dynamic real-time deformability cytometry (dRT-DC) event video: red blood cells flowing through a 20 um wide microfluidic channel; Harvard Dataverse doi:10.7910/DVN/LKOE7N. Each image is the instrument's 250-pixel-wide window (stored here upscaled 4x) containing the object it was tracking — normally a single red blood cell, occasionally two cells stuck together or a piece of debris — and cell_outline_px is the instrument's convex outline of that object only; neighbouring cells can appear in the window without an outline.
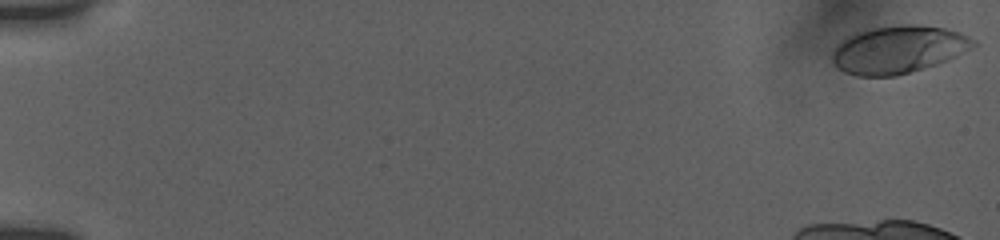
{"species": "human", "species_latin": "Homo sapiens", "temperature_condition": "room temperature", "stored_images_in_passage": 25, "camera_frame_rate_fps": 3000, "um_per_image_px": 0.085, "donor": {"sex": "female"}, "frame": {"image": 1, "passage_image": 1, "time_ms": 0.0, "image_size_px": [1000, 240], "cell_outline_px": [[976, 44], [956, 56], [936, 64], [896, 76], [856, 76], [844, 72], [836, 68], [832, 64], [832, 52], [840, 40], [856, 32], [872, 28], [900, 24], [920, 24], [944, 28], [960, 32], [976, 40]], "centroid_in_image_um": [76.31, 4.2], "position_along_channel_um": 8.7, "area_um2": 39.3}}